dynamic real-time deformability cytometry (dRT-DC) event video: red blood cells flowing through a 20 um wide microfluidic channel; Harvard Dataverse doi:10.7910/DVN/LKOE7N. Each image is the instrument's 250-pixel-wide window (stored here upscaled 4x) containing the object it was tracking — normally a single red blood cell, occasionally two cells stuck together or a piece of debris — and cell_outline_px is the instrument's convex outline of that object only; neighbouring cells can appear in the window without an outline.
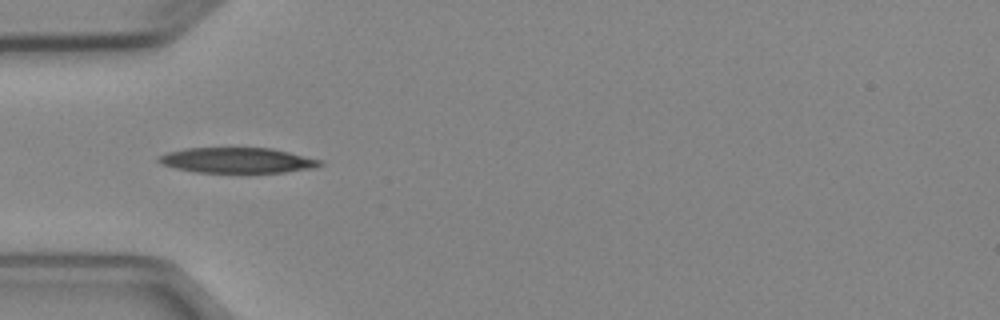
{"species": "Egyptian fruit bat (a non-hibernating species)", "species_latin": "Rousettus aegyptiacus", "temperature_condition": "cold", "stored_images_in_passage": 7, "camera_frame_rate_fps": 3000, "um_per_image_px": 0.085, "animal": {"sex": "female"}, "frame": {"image": 1, "passage_image": 4, "time_ms": 3.667, "image_size_px": [1000, 320], "cell_outline_px": [[324, 164], [316, 168], [284, 172], [248, 176], [196, 172], [176, 168], [164, 164], [156, 160], [156, 156], [168, 152], [184, 148], [272, 148], [324, 160]], "centroid_in_image_um": [20.23, 13.68], "position_along_channel_um": 64.8, "area_um2": 25.2}}
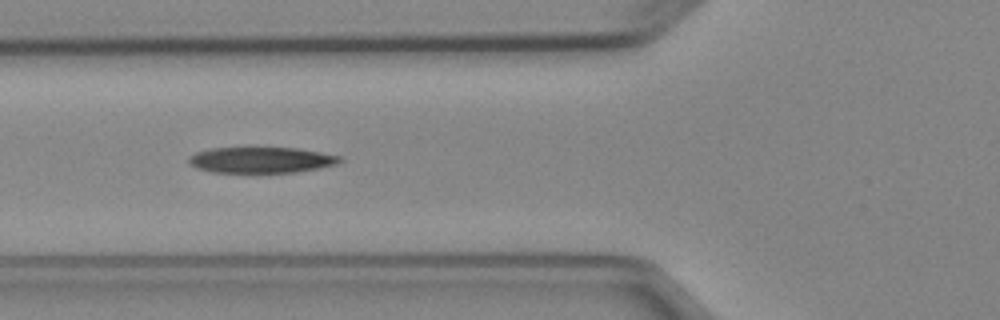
{"frame": {"image": 2, "passage_image": 5, "time_ms": 4.667, "image_size_px": [1000, 320], "cell_outline_px": [[344, 160], [336, 164], [320, 168], [296, 172], [212, 172], [196, 168], [188, 164], [188, 156], [196, 152], [208, 148], [296, 148], [320, 152], [340, 156]], "centroid_in_image_um": [22.17, 13.6], "position_along_channel_um": 103.6, "area_um2": 22.83}}